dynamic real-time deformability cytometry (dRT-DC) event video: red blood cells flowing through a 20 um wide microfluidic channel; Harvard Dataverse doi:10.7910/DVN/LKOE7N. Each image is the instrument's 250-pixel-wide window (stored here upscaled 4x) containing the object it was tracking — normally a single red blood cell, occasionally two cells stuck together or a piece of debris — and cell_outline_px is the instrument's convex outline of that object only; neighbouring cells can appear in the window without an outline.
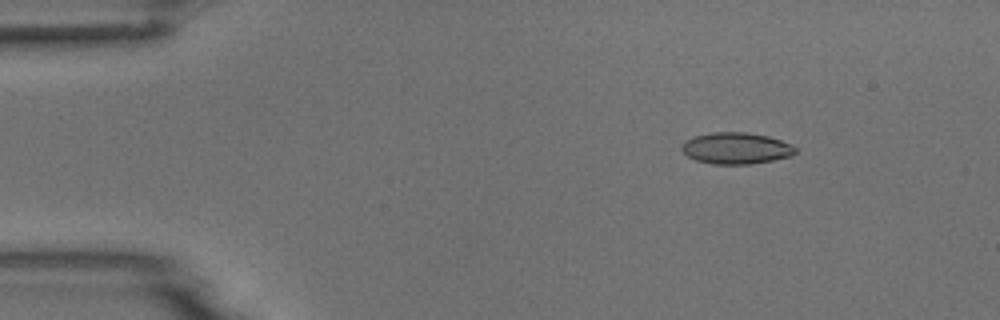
{"species": "common noctule bat (a hibernating species)", "species_latin": "Nyctalus noctula", "temperature_condition": "room temperature", "stored_images_in_passage": 6, "camera_frame_rate_fps": 3000, "um_per_image_px": 0.085, "animal": {"sex": "male", "body_mass_g": 18.8}, "frame": {"image": 1, "passage_image": 2, "time_ms": 1.333, "image_size_px": [1000, 320], "cell_outline_px": [[796, 152], [792, 156], [752, 164], [712, 164], [696, 160], [688, 156], [680, 148], [680, 144], [696, 136], [712, 132], [748, 132], [768, 136], [792, 144], [796, 148]], "centroid_in_image_um": [62.59, 12.6], "position_along_channel_um": 22.4, "area_um2": 20.87}}
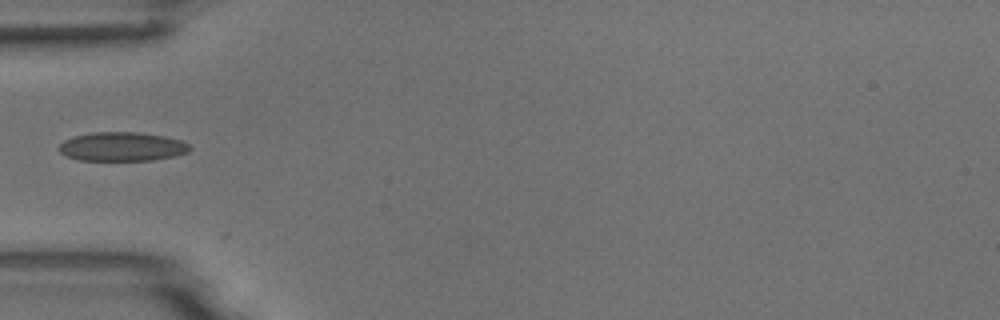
{"frame": {"image": 2, "passage_image": 5, "time_ms": 4.667, "image_size_px": [1000, 320], "cell_outline_px": [[192, 148], [188, 152], [176, 156], [152, 160], [80, 160], [64, 156], [56, 148], [64, 140], [72, 136], [92, 132], [136, 132], [164, 136], [180, 140], [188, 144]], "centroid_in_image_um": [10.34, 12.46], "position_along_channel_um": 74.7, "area_um2": 22.25}}